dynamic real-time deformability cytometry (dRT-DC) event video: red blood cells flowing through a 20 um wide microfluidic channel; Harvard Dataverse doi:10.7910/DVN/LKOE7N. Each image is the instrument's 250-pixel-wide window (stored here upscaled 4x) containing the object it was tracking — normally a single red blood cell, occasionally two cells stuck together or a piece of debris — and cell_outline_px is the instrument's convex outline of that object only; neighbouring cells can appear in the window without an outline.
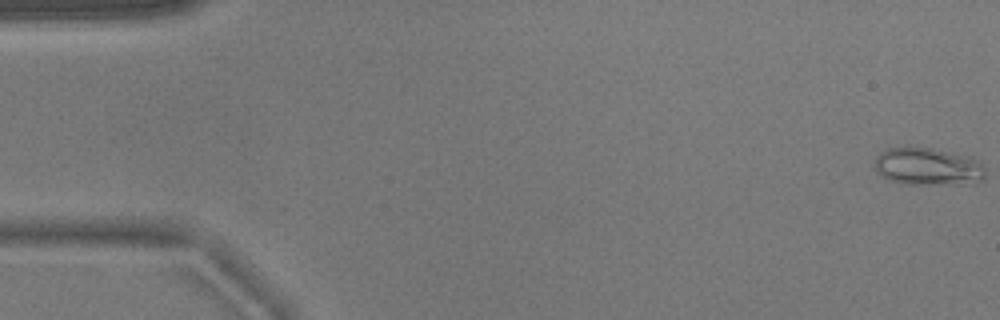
{"species": "common noctule bat (a hibernating species)", "species_latin": "Nyctalus noctula", "temperature_condition": "warm", "stored_images_in_passage": 53, "camera_frame_rate_fps": 3000, "um_per_image_px": 0.085, "animal": {"sex": "male", "body_mass_g": 17.9}, "frame": {"image": 1, "passage_image": 1, "time_ms": 0.0, "image_size_px": [1000, 320], "cell_outline_px": [[984, 180], [936, 184], [904, 184], [888, 180], [880, 176], [876, 172], [876, 156], [880, 152], [888, 148], [932, 148], [968, 156], [984, 164]], "centroid_in_image_um": [78.82, 14.15], "position_along_channel_um": 6.2, "area_um2": 23.81}}
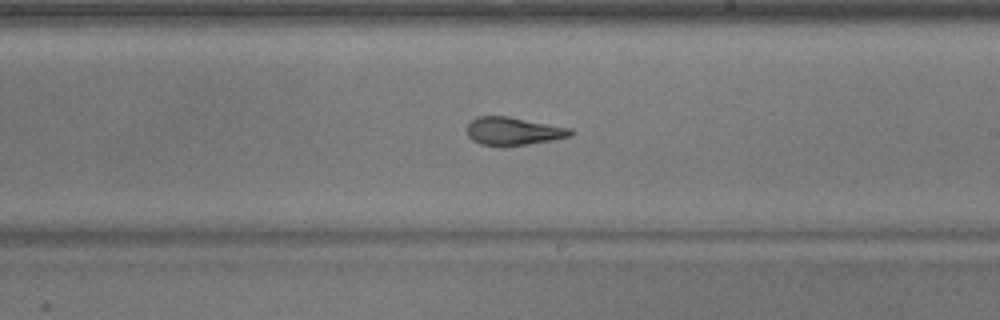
{"frame": {"image": 2, "passage_image": 31, "time_ms": 10.0, "image_size_px": [1000, 320], "cell_outline_px": [[576, 132], [572, 136], [552, 140], [528, 144], [480, 144], [472, 140], [468, 136], [468, 124], [476, 116], [508, 116], [572, 128]], "centroid_in_image_um": [43.69, 11.12], "position_along_channel_um": 245.3, "area_um2": 16.65}}
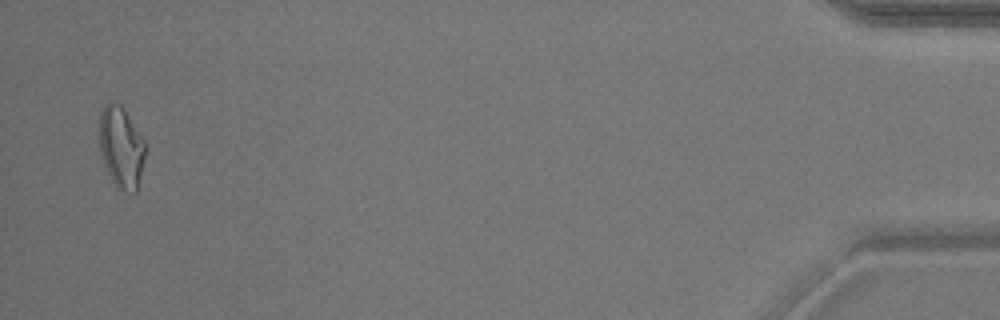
{"frame": {"image": 3, "passage_image": 52, "time_ms": 17.0, "image_size_px": [1000, 320], "cell_outline_px": [[148, 144], [136, 192], [132, 192], [116, 188], [104, 164], [100, 152], [100, 112], [104, 104], [108, 100], [116, 100], [124, 108]], "centroid_in_image_um": [10.32, 12.45], "position_along_channel_um": 424.9, "area_um2": 22.2}, "authors_computed_cell_mechanics": {"area_um2": 18.785, "velocity_mm_per_s": 3.8135, "shape_relaxation_time_tau1_ms": null, "shape_relaxation_time_tau2_ms": 1.8349, "deformation_change_tau1": null, "deformation_change_tau2": 0.1011}}